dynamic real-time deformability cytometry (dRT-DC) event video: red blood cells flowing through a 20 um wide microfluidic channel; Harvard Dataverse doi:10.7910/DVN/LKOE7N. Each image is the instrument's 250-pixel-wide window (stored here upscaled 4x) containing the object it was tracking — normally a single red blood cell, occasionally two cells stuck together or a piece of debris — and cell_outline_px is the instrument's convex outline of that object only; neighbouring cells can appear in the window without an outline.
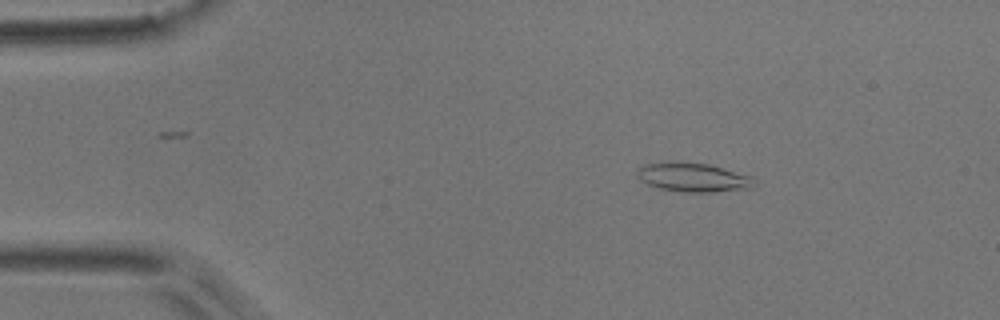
{"species": "common noctule bat (a hibernating species)", "species_latin": "Nyctalus noctula", "temperature_condition": "room temperature", "stored_images_in_passage": 4, "camera_frame_rate_fps": 3000, "um_per_image_px": 0.085, "animal": {"sex": "male", "body_mass_g": 17.9}, "frame": {"image": 1, "passage_image": 3, "time_ms": 2.333, "image_size_px": [1000, 320], "cell_outline_px": [[756, 184], [752, 188], [712, 192], [684, 192], [660, 188], [648, 184], [640, 180], [636, 172], [644, 164], [668, 160], [708, 164], [752, 176], [756, 180]], "centroid_in_image_um": [58.92, 15.06], "position_along_channel_um": 26.1, "area_um2": 20.0}}